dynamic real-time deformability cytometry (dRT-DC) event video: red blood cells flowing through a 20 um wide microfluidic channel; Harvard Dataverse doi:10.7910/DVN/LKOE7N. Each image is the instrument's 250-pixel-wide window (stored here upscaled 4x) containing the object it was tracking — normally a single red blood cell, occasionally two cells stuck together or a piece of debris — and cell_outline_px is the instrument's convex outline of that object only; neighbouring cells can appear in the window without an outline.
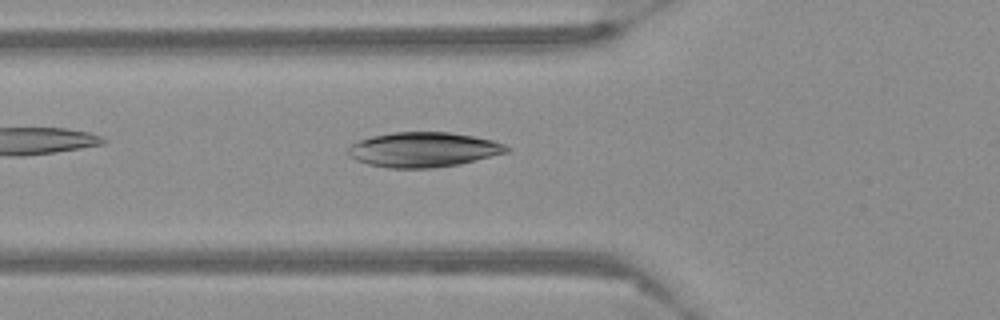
{"species": "Egyptian fruit bat (a non-hibernating species)", "species_latin": "Rousettus aegyptiacus", "temperature_condition": "warm", "stored_images_in_passage": 36, "camera_frame_rate_fps": 3000, "um_per_image_px": 0.085, "frame": {"image": 1, "passage_image": 2, "time_ms": 0.333, "image_size_px": [1000, 320], "cell_outline_px": [[512, 148], [508, 152], [460, 164], [432, 168], [388, 168], [368, 164], [356, 160], [348, 156], [348, 148], [352, 144], [360, 140], [372, 136], [392, 132], [448, 132], [472, 136], [492, 140], [504, 144]], "centroid_in_image_um": [35.99, 12.72], "position_along_channel_um": 89.8, "area_um2": 32.19}}
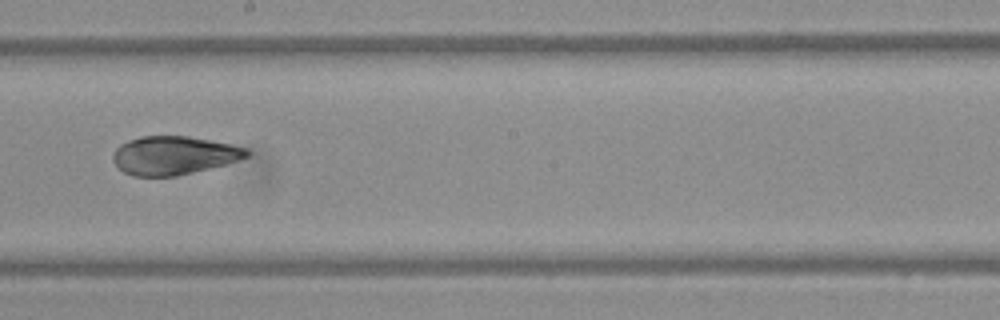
{"frame": {"image": 2, "passage_image": 14, "time_ms": 4.333, "image_size_px": [1000, 320], "cell_outline_px": [[252, 152], [248, 156], [224, 164], [176, 176], [132, 176], [124, 172], [112, 160], [112, 156], [116, 148], [120, 144], [128, 140], [140, 136], [188, 136], [232, 144], [248, 148]], "centroid_in_image_um": [14.76, 13.19], "position_along_channel_um": 233.4, "area_um2": 29.88}}
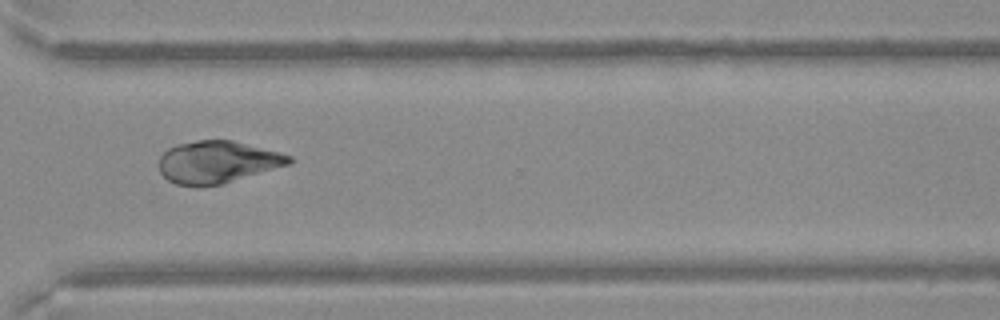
{"frame": {"image": 3, "passage_image": 24, "time_ms": 7.667, "image_size_px": [1000, 320], "cell_outline_px": [[296, 160], [292, 164], [220, 184], [200, 188], [176, 184], [168, 180], [160, 172], [160, 156], [168, 148], [176, 144], [196, 140], [232, 140], [292, 156]], "centroid_in_image_um": [18.48, 13.78], "position_along_channel_um": 352.1, "area_um2": 32.14}}